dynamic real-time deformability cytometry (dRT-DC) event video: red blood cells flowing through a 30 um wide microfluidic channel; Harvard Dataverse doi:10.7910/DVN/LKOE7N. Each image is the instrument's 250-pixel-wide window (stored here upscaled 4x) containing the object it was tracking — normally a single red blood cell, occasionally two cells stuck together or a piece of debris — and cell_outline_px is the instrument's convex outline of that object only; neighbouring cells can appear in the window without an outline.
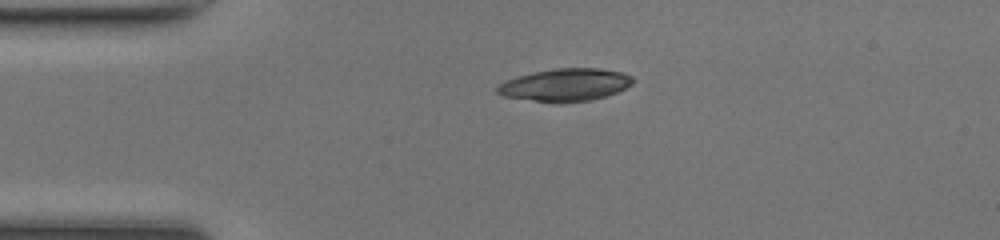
{"species": "common noctule bat (a hibernating species)", "species_latin": "Nyctalus noctula", "temperature_condition": "room temperature", "stored_images_in_passage": 38, "camera_frame_rate_fps": 3000, "um_per_image_px": 0.085, "animal": {"sex": "female", "body_mass_g": 17.0, "forearm_length_mm": 48.0}, "frame": {"image": 1, "passage_image": 1, "time_ms": 0.0, "image_size_px": [1000, 240], "cell_outline_px": [[636, 80], [632, 84], [616, 92], [592, 100], [564, 104], [556, 104], [504, 96], [496, 92], [496, 88], [500, 84], [508, 80], [532, 72], [556, 68], [600, 68], [624, 72], [632, 76]], "centroid_in_image_um": [48.09, 7.23], "position_along_channel_um": 36.9, "area_um2": 26.01}}
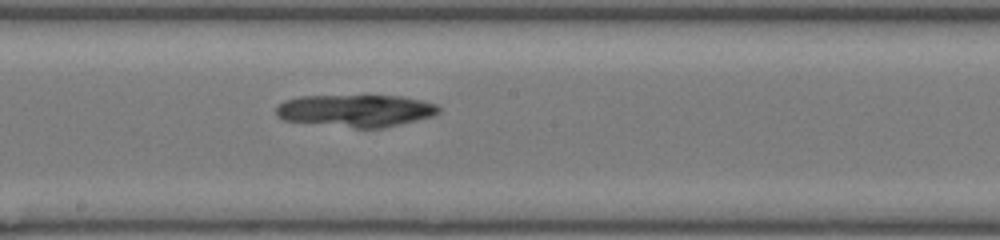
{"frame": {"image": 2, "passage_image": 16, "time_ms": 5.0, "image_size_px": [1000, 240], "cell_outline_px": [[440, 112], [436, 116], [384, 128], [356, 128], [284, 120], [276, 116], [276, 108], [284, 100], [300, 96], [400, 96], [420, 100], [436, 104], [440, 108]], "centroid_in_image_um": [30.27, 9.41], "position_along_channel_um": 217.9, "area_um2": 30.63}}
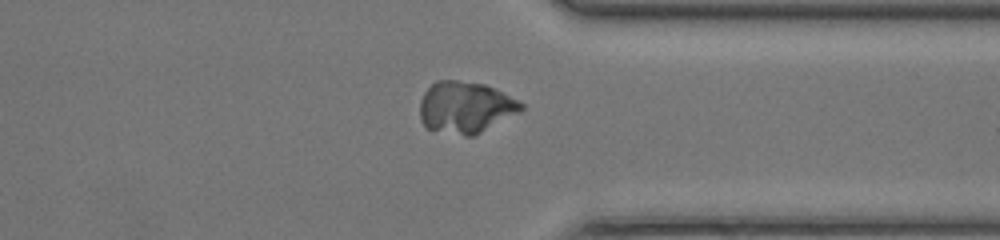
{"frame": {"image": 3, "passage_image": 27, "time_ms": 8.667, "image_size_px": [1000, 240], "cell_outline_px": [[524, 108], [520, 112], [472, 136], [464, 136], [428, 128], [420, 120], [420, 100], [424, 92], [436, 80], [456, 80], [484, 84], [524, 104]], "centroid_in_image_um": [39.53, 9.11], "position_along_channel_um": 371.9, "area_um2": 30.0}}